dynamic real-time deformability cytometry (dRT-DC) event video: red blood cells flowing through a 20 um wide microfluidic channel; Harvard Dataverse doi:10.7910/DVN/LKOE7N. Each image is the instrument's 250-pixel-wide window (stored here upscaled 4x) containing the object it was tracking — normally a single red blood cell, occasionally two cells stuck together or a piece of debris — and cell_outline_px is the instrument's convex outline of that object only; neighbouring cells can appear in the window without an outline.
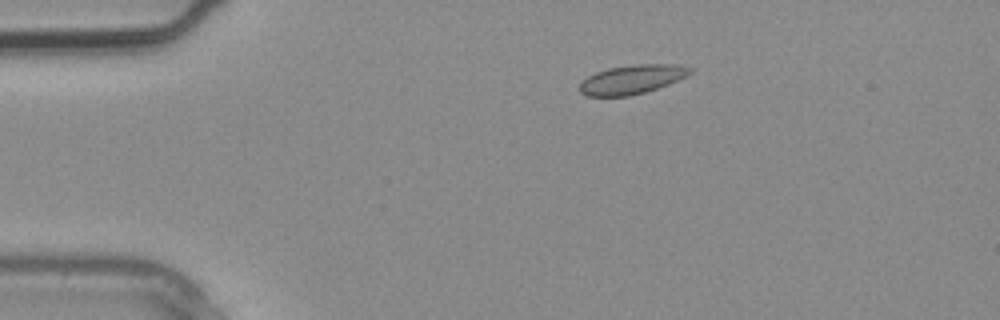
{"species": "common noctule bat (a hibernating species)", "species_latin": "Nyctalus noctula", "temperature_condition": "warm", "stored_images_in_passage": 4, "camera_frame_rate_fps": 3000, "um_per_image_px": 0.085, "animal": {"sex": "male", "body_mass_g": 20.4}, "frame": {"image": 1, "passage_image": 2, "time_ms": 0.333, "image_size_px": [1000, 320], "cell_outline_px": [[692, 72], [668, 84], [644, 92], [628, 96], [588, 96], [580, 92], [580, 84], [588, 76], [596, 72], [608, 68], [632, 64], [676, 64], [692, 68]], "centroid_in_image_um": [53.69, 6.74], "position_along_channel_um": 31.3, "area_um2": 18.44}}